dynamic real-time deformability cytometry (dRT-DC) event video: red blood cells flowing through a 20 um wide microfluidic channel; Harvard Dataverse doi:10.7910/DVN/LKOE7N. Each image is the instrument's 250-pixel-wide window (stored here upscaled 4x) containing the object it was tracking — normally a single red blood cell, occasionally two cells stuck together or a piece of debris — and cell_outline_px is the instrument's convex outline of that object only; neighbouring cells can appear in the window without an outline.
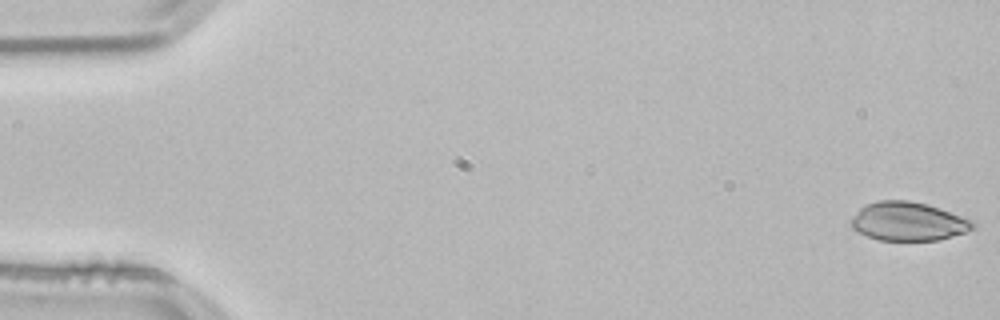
{"species": "common noctule bat (a hibernating species)", "species_latin": "Nyctalus noctula", "temperature_condition": "room temperature", "stored_images_in_passage": 53, "camera_frame_rate_fps": 3000, "um_per_image_px": 0.085, "animal": {"sex": "male", "body_mass_g": 21.5, "forearm_length_mm": 52.0}, "frame": {"image": 1, "passage_image": 1, "time_ms": 0.0, "image_size_px": [1000, 320], "cell_outline_px": [[976, 228], [964, 232], [936, 240], [880, 240], [868, 236], [852, 228], [848, 224], [860, 208], [864, 204], [876, 200], [908, 200], [928, 204], [940, 208], [972, 220], [976, 224]], "centroid_in_image_um": [77.18, 18.8], "position_along_channel_um": 7.8, "area_um2": 27.4}}
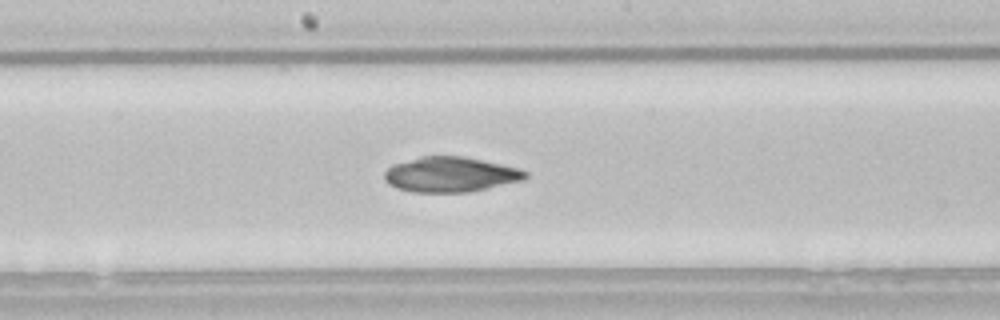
{"frame": {"image": 2, "passage_image": 28, "time_ms": 9.0, "image_size_px": [1000, 320], "cell_outline_px": [[528, 176], [524, 180], [488, 188], [468, 192], [412, 192], [396, 188], [388, 184], [384, 180], [384, 172], [392, 164], [420, 156], [464, 156], [500, 164], [516, 168], [528, 172]], "centroid_in_image_um": [38.25, 14.83], "position_along_channel_um": 210.0, "area_um2": 28.9}}
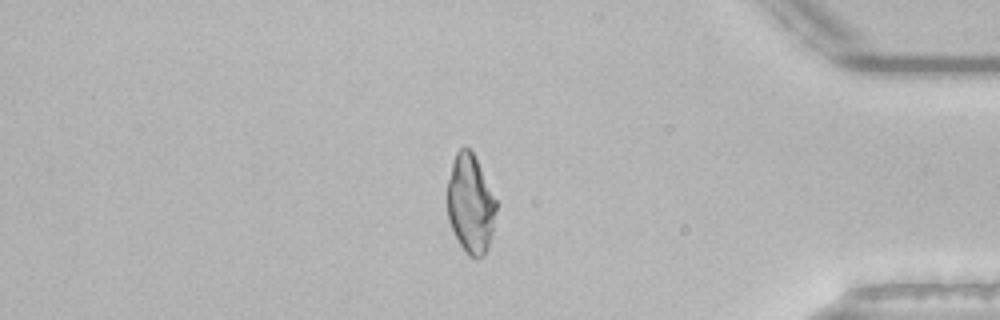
{"frame": {"image": 3, "passage_image": 45, "time_ms": 14.667, "image_size_px": [1000, 320], "cell_outline_px": [[496, 208], [492, 232], [488, 248], [476, 260], [468, 256], [460, 244], [448, 220], [448, 180], [452, 164], [456, 152], [460, 148], [468, 148], [472, 152], [496, 200]], "centroid_in_image_um": [39.98, 17.37], "position_along_channel_um": 395.2, "area_um2": 27.51}, "authors_computed_cell_mechanics": {"area_um2": 28.9578, "velocity_mm_per_s": 3.8252, "shape_relaxation_time_tau1_ms": null, "shape_relaxation_time_tau2_ms": 5.0894, "deformation_change_tau1": null, "deformation_change_tau2": 0.083}}